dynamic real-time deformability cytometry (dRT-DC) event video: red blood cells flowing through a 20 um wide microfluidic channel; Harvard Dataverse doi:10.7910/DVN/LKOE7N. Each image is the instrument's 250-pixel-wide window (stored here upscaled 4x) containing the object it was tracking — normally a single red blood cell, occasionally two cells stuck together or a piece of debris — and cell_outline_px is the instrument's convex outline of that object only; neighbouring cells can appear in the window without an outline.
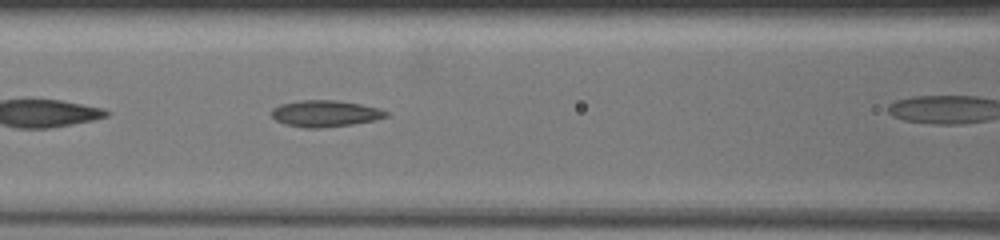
{"species": "common noctule bat (a hibernating species)", "species_latin": "Nyctalus noctula", "temperature_condition": "warm", "stored_images_in_passage": 10, "camera_frame_rate_fps": 3000, "um_per_image_px": 0.085, "animal": {"sex": "female", "body_mass_g": 19.5, "forearm_length_mm": 54.1}, "frame": {"image": 1, "passage_image": 6, "time_ms": 2.333, "image_size_px": [1000, 240], "cell_outline_px": [[388, 116], [372, 120], [352, 124], [320, 128], [304, 128], [288, 124], [276, 120], [272, 116], [272, 108], [280, 104], [304, 100], [332, 100], [360, 104], [376, 108], [388, 112]], "centroid_in_image_um": [27.61, 9.65], "position_along_channel_um": 139.0, "area_um2": 17.28}}